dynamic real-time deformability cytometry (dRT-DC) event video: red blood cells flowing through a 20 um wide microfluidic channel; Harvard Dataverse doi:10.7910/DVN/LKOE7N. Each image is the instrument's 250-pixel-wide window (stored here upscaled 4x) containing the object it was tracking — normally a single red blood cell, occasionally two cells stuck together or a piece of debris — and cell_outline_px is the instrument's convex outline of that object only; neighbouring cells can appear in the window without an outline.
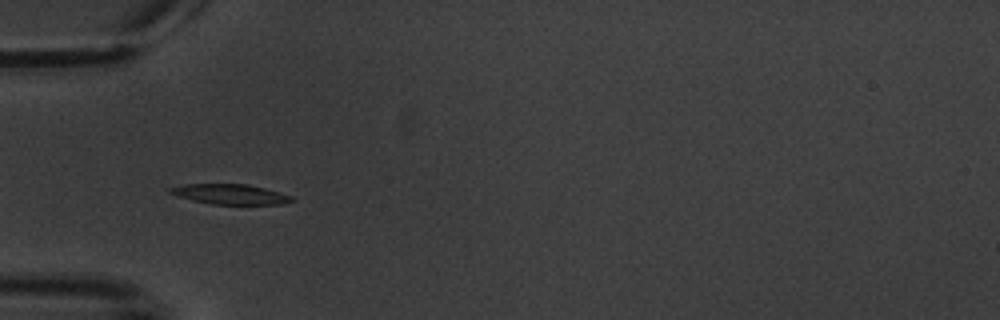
{"species": "common noctule bat (a hibernating species)", "species_latin": "Nyctalus noctula", "temperature_condition": "warm", "stored_images_in_passage": 7, "camera_frame_rate_fps": 3000, "um_per_image_px": 0.085, "animal": {"sex": "male", "body_mass_g": 20.1, "forearm_length_mm": 53.5}, "frame": {"image": 1, "passage_image": 6, "time_ms": 6.0, "image_size_px": [1000, 320], "cell_outline_px": [[296, 200], [284, 204], [212, 204], [192, 200], [168, 192], [168, 188], [184, 184], [248, 184], [264, 188], [292, 196]], "centroid_in_image_um": [19.59, 16.51], "position_along_channel_um": 65.4, "area_um2": 14.16}}
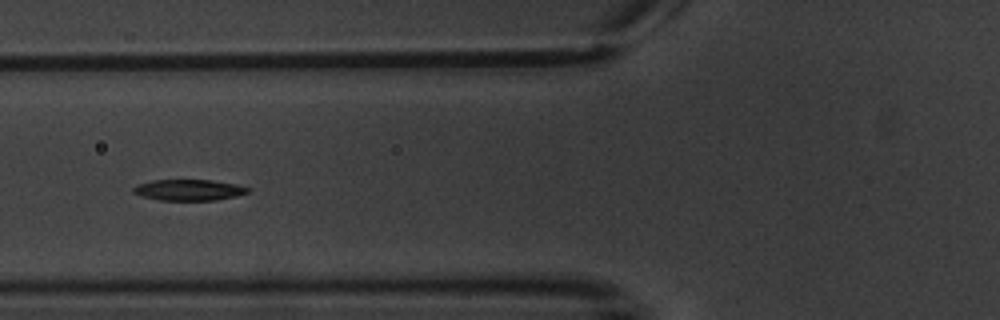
{"frame": {"image": 2, "passage_image": 7, "time_ms": 7.333, "image_size_px": [1000, 320], "cell_outline_px": [[248, 192], [236, 196], [216, 200], [160, 200], [140, 196], [132, 192], [132, 188], [136, 184], [152, 180], [212, 180], [240, 184], [248, 188]], "centroid_in_image_um": [16.02, 16.14], "position_along_channel_um": 109.8, "area_um2": 14.16}}